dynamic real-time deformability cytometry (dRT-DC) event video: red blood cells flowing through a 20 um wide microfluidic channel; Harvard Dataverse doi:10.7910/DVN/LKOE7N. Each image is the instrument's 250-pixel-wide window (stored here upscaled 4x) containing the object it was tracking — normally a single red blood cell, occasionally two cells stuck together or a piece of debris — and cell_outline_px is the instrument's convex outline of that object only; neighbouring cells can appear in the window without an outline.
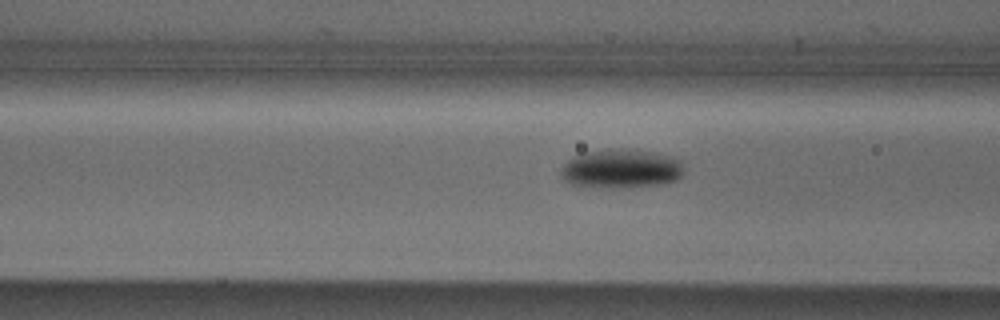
{"species": "Egyptian fruit bat (a non-hibernating species)", "species_latin": "Rousettus aegyptiacus", "temperature_condition": "cold", "stored_images_in_passage": 9, "camera_frame_rate_fps": 3000, "um_per_image_px": 0.085, "animal": {"sex": "male"}, "frame": {"image": 1, "passage_image": 7, "time_ms": 2.0, "image_size_px": [1000, 320], "cell_outline_px": [[684, 172], [676, 180], [664, 184], [628, 188], [600, 188], [572, 184], [564, 180], [560, 176], [560, 172], [564, 164], [568, 160], [584, 152], [608, 148], [620, 148], [652, 152], [668, 156], [680, 160]], "centroid_in_image_um": [52.78, 14.36], "position_along_channel_um": 113.8, "area_um2": 28.26}}